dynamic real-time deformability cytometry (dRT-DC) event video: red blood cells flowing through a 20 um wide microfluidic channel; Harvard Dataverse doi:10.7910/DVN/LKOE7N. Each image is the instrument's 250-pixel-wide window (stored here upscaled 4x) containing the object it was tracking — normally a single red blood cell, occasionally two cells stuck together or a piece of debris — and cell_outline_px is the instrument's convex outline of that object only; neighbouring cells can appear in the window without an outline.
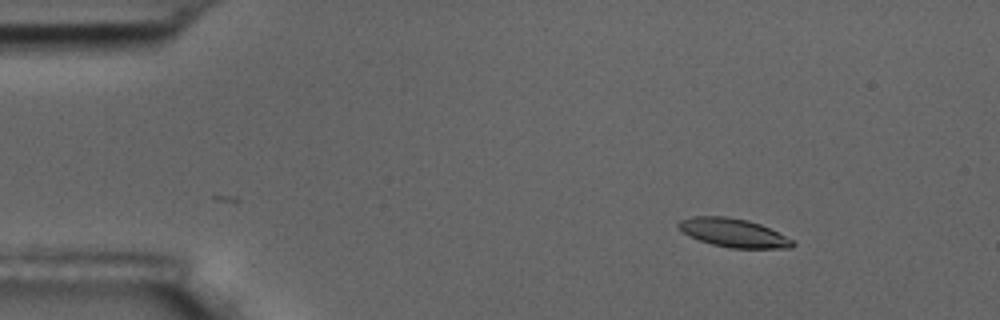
{"species": "common noctule bat (a hibernating species)", "species_latin": "Nyctalus noctula", "temperature_condition": "room temperature", "stored_images_in_passage": 50, "camera_frame_rate_fps": 3000, "um_per_image_px": 0.085, "animal": {"sex": "male", "body_mass_g": 17.5, "forearm_length_mm": 52.3}, "frame": {"image": 1, "passage_image": 1, "time_ms": 0.0, "image_size_px": [1000, 320], "cell_outline_px": [[796, 244], [792, 248], [732, 248], [712, 244], [700, 240], [684, 232], [676, 224], [680, 220], [692, 216], [728, 216], [748, 220], [760, 224], [792, 240]], "centroid_in_image_um": [62.34, 19.78], "position_along_channel_um": 22.7, "area_um2": 18.73}}
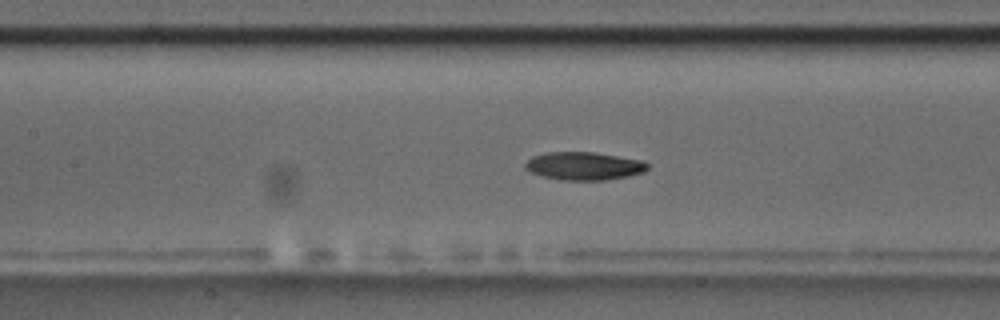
{"frame": {"image": 2, "passage_image": 19, "time_ms": 6.0, "image_size_px": [1000, 320], "cell_outline_px": [[648, 168], [644, 172], [628, 176], [604, 180], [564, 180], [544, 176], [528, 172], [524, 168], [524, 164], [532, 156], [548, 152], [592, 152], [644, 160], [648, 164]], "centroid_in_image_um": [49.63, 14.1], "position_along_channel_um": 157.8, "area_um2": 20.0}}
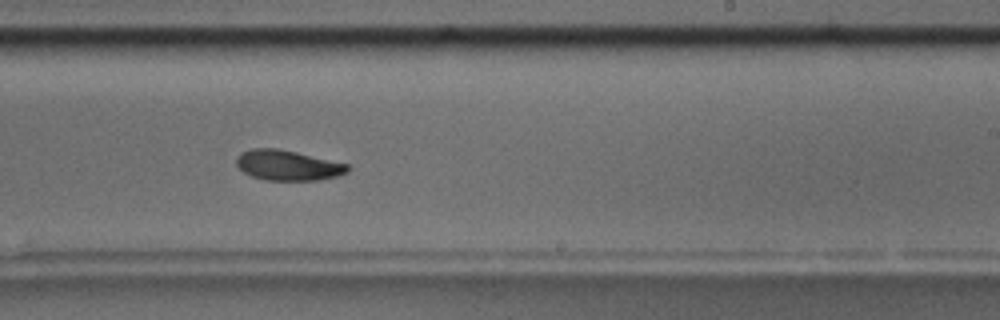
{"frame": {"image": 3, "passage_image": 28, "time_ms": 9.0, "image_size_px": [1000, 320], "cell_outline_px": [[352, 168], [348, 172], [336, 176], [316, 180], [264, 180], [252, 176], [244, 172], [236, 164], [236, 156], [240, 152], [252, 148], [276, 148], [296, 152], [348, 164]], "centroid_in_image_um": [24.45, 14.04], "position_along_channel_um": 264.6, "area_um2": 19.59}, "authors_computed_cell_mechanics": {"area_um2": 19.9988, "velocity_mm_per_s": 3.5793, "shape_relaxation_time_tau1_ms": 7.6405, "shape_relaxation_time_tau2_ms": 8.4734, "deformation_change_tau1": 0.1767, "deformation_change_tau2": 0.15}}